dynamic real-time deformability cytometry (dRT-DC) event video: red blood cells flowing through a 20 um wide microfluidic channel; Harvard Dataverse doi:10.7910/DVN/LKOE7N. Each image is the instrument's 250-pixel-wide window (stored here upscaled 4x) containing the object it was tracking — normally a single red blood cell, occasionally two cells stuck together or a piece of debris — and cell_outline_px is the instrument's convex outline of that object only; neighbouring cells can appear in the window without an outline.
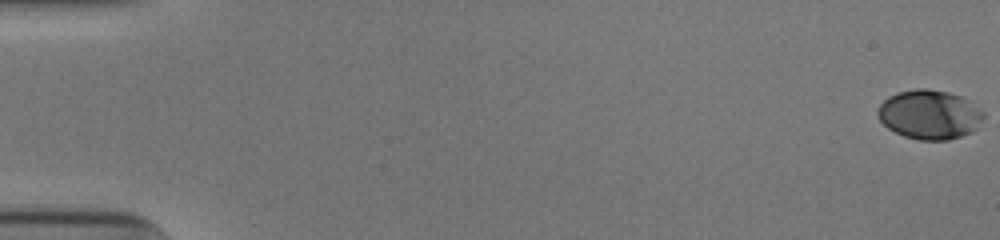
{"species": "human", "species_latin": "Homo sapiens", "temperature_condition": "cold", "stored_images_in_passage": 54, "camera_frame_rate_fps": 3000, "um_per_image_px": 0.085, "donor": {"sex": "male"}, "frame": {"image": 1, "passage_image": 1, "time_ms": 0.0, "image_size_px": [1000, 240], "cell_outline_px": [[984, 116], [976, 128], [972, 132], [948, 140], [920, 140], [904, 136], [888, 128], [880, 120], [876, 112], [876, 108], [888, 96], [896, 92], [916, 88], [928, 88], [948, 92], [960, 96], [968, 100], [984, 112]], "centroid_in_image_um": [78.98, 9.72], "position_along_channel_um": 6.0, "area_um2": 30.46}}
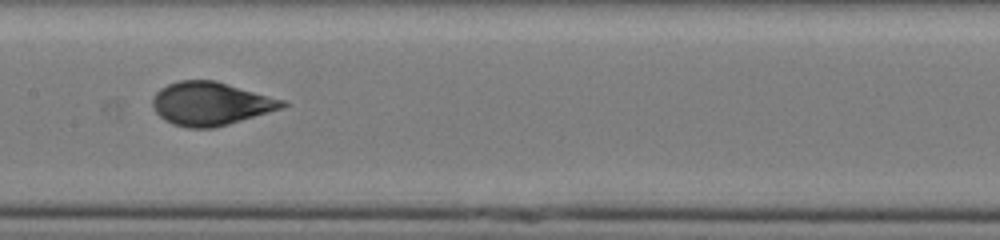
{"frame": {"image": 2, "passage_image": 29, "time_ms": 9.333, "image_size_px": [1000, 240], "cell_outline_px": [[288, 104], [284, 108], [228, 124], [212, 128], [188, 128], [172, 124], [164, 120], [156, 112], [152, 104], [152, 96], [160, 88], [168, 84], [180, 80], [216, 80], [284, 100]], "centroid_in_image_um": [17.89, 8.81], "position_along_channel_um": 189.5, "area_um2": 32.83}}
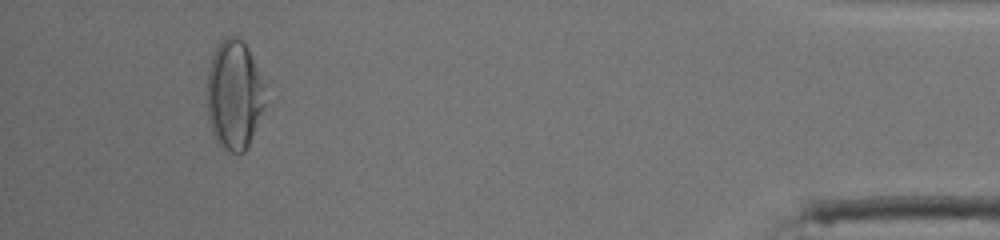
{"frame": {"image": 3, "passage_image": 51, "time_ms": 16.667, "image_size_px": [1000, 240], "cell_outline_px": [[264, 104], [248, 144], [244, 152], [232, 152], [220, 148], [212, 132], [208, 120], [208, 72], [212, 56], [220, 40], [224, 36], [236, 36], [248, 48], [256, 68], [260, 84]], "centroid_in_image_um": [19.84, 8.07], "position_along_channel_um": 415.4, "area_um2": 35.78}, "authors_computed_cell_mechanics": {"area_um2": 32.4836, "velocity_mm_per_s": 3.9043, "shape_relaxation_time_tau1_ms": 4.3093, "shape_relaxation_time_tau2_ms": null, "deformation_change_tau1": 0.1815, "deformation_change_tau2": null}}